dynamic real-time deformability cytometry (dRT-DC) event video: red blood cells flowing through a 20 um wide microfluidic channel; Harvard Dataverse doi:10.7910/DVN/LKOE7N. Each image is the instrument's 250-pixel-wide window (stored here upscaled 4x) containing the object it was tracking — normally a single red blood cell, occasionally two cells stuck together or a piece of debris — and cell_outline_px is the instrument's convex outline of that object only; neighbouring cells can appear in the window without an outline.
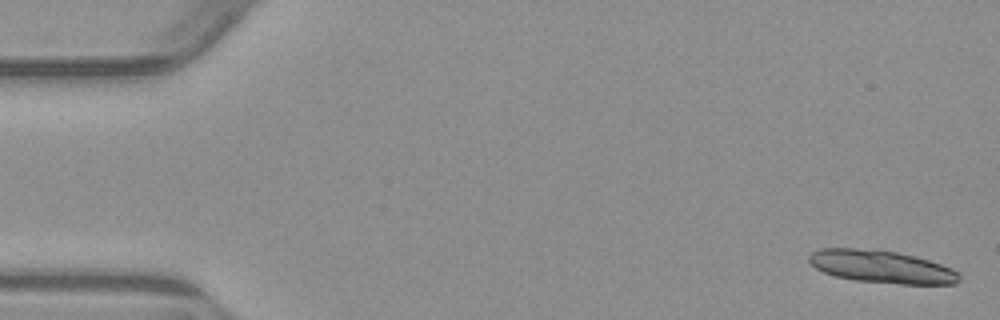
{"species": "common noctule bat (a hibernating species)", "species_latin": "Nyctalus noctula", "temperature_condition": "warm", "stored_images_in_passage": 4, "camera_frame_rate_fps": 3000, "um_per_image_px": 0.085, "animal": {"sex": "male", "body_mass_g": 23.1, "forearm_length_mm": 52.7}, "frame": {"image": 1, "passage_image": 1, "time_ms": 0.0, "image_size_px": [1000, 320], "cell_outline_px": [[960, 280], [956, 284], [900, 284], [856, 280], [836, 276], [824, 272], [816, 268], [808, 260], [808, 256], [812, 252], [820, 248], [876, 248], [916, 256], [952, 268], [960, 272]], "centroid_in_image_um": [74.95, 22.66], "position_along_channel_um": 10.0, "area_um2": 28.78}}